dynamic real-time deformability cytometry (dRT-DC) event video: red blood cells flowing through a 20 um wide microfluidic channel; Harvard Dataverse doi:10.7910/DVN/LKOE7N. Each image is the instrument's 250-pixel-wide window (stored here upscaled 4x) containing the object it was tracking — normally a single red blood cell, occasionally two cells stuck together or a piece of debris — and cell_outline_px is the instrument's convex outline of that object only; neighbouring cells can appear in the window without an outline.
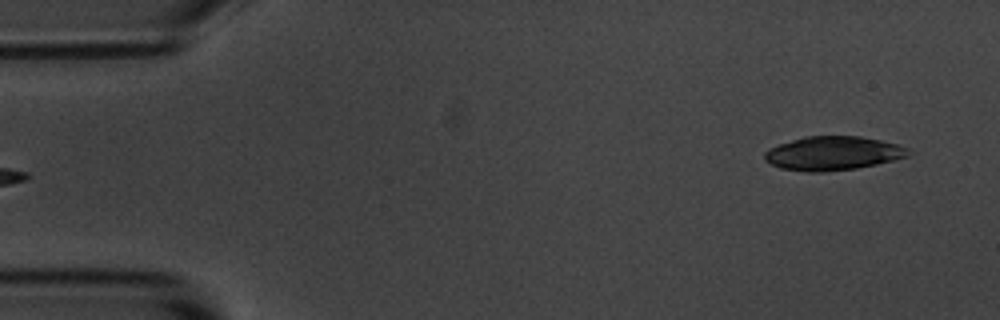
{"species": "common noctule bat (a hibernating species)", "species_latin": "Nyctalus noctula", "temperature_condition": "room temperature", "stored_images_in_passage": 52, "camera_frame_rate_fps": 3000, "um_per_image_px": 0.085, "animal": {"sex": "male", "body_mass_g": 20.1, "forearm_length_mm": 53.5}, "frame": {"image": 1, "passage_image": 2, "time_ms": 0.333, "image_size_px": [1000, 320], "cell_outline_px": [[912, 152], [908, 156], [876, 164], [856, 168], [824, 172], [808, 172], [780, 168], [764, 160], [764, 152], [780, 144], [804, 136], [860, 136], [880, 140], [896, 144], [908, 148]], "centroid_in_image_um": [70.8, 13.03], "position_along_channel_um": 14.2, "area_um2": 28.21}}